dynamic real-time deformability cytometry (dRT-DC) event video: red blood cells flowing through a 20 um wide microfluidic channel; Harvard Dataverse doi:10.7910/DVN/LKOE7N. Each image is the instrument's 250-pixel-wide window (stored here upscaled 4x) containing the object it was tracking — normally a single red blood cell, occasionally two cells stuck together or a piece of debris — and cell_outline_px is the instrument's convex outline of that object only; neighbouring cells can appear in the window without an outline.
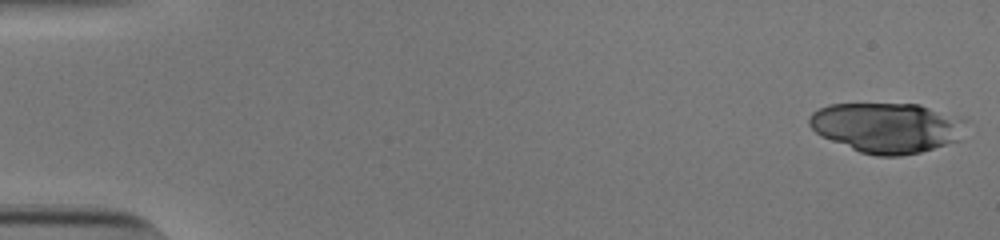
{"species": "human", "species_latin": "Homo sapiens", "temperature_condition": "cold", "stored_images_in_passage": 53, "camera_frame_rate_fps": 3000, "um_per_image_px": 0.085, "donor": {"sex": "male"}, "frame": {"image": 1, "passage_image": 1, "time_ms": 0.0, "image_size_px": [1000, 240], "cell_outline_px": [[968, 120], [960, 140], [920, 152], [900, 156], [876, 156], [860, 152], [820, 136], [808, 124], [808, 116], [812, 112], [828, 104], [920, 104]], "centroid_in_image_um": [75.38, 10.84], "position_along_channel_um": 9.6, "area_um2": 45.95}}
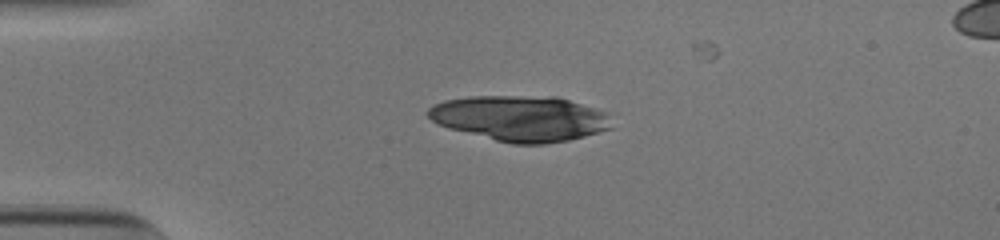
{"frame": {"image": 2, "passage_image": 13, "time_ms": 4.0, "image_size_px": [1000, 240], "cell_outline_px": [[612, 128], [584, 136], [568, 140], [544, 144], [512, 144], [448, 128], [436, 124], [424, 112], [432, 104], [444, 100], [468, 96], [556, 96], [612, 112]], "centroid_in_image_um": [44.25, 10.04], "position_along_channel_um": 40.7, "area_um2": 49.42}}